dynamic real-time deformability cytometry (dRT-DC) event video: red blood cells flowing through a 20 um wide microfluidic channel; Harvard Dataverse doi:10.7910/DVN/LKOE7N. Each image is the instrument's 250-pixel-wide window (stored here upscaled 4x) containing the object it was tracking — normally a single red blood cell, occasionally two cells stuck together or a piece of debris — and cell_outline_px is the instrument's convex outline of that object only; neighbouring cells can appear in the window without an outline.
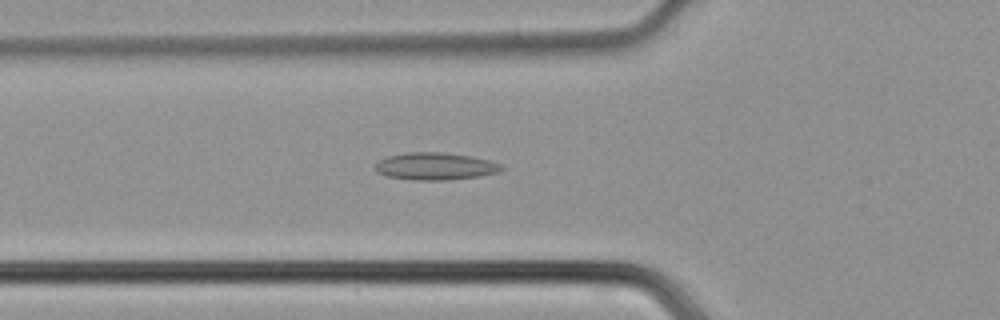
{"species": "common noctule bat (a hibernating species)", "species_latin": "Nyctalus noctula", "temperature_condition": "cold", "stored_images_in_passage": 34, "camera_frame_rate_fps": 3000, "um_per_image_px": 0.085, "animal": {"sex": "male", "body_mass_g": 21.5, "forearm_length_mm": 52.0}, "frame": {"image": 1, "passage_image": 7, "time_ms": 2.0, "image_size_px": [1000, 320], "cell_outline_px": [[504, 168], [500, 172], [480, 176], [448, 180], [416, 180], [388, 176], [376, 172], [376, 164], [380, 160], [388, 156], [408, 152], [444, 152], [472, 156], [488, 160], [500, 164]], "centroid_in_image_um": [37.03, 14.13], "position_along_channel_um": 88.8, "area_um2": 20.06}}
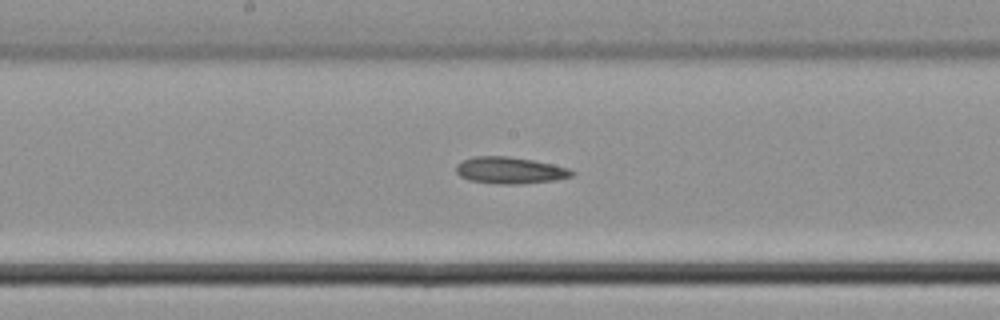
{"frame": {"image": 2, "passage_image": 15, "time_ms": 4.667, "image_size_px": [1000, 320], "cell_outline_px": [[576, 172], [572, 176], [556, 180], [520, 184], [496, 184], [468, 180], [460, 176], [456, 172], [456, 164], [472, 156], [508, 156], [532, 160], [552, 164], [568, 168]], "centroid_in_image_um": [43.33, 14.48], "position_along_channel_um": 204.9, "area_um2": 18.09}}
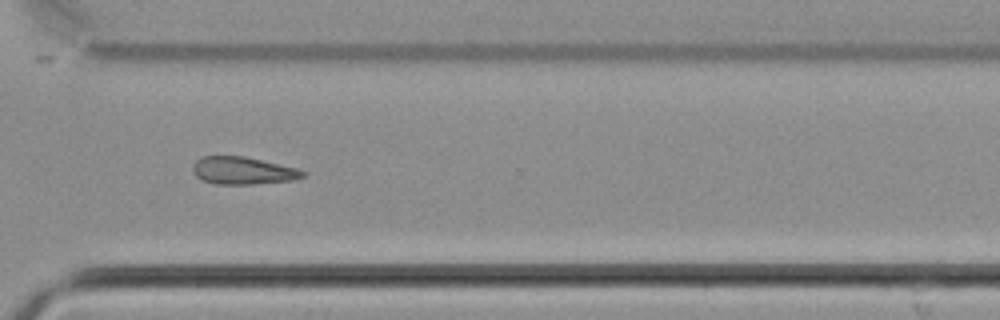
{"frame": {"image": 3, "passage_image": 25, "time_ms": 8.0, "image_size_px": [1000, 320], "cell_outline_px": [[308, 172], [304, 176], [292, 180], [252, 184], [216, 184], [204, 180], [196, 176], [192, 172], [192, 164], [200, 156], [244, 156], [296, 168]], "centroid_in_image_um": [20.61, 14.5], "position_along_channel_um": 350.0, "area_um2": 17.57}}